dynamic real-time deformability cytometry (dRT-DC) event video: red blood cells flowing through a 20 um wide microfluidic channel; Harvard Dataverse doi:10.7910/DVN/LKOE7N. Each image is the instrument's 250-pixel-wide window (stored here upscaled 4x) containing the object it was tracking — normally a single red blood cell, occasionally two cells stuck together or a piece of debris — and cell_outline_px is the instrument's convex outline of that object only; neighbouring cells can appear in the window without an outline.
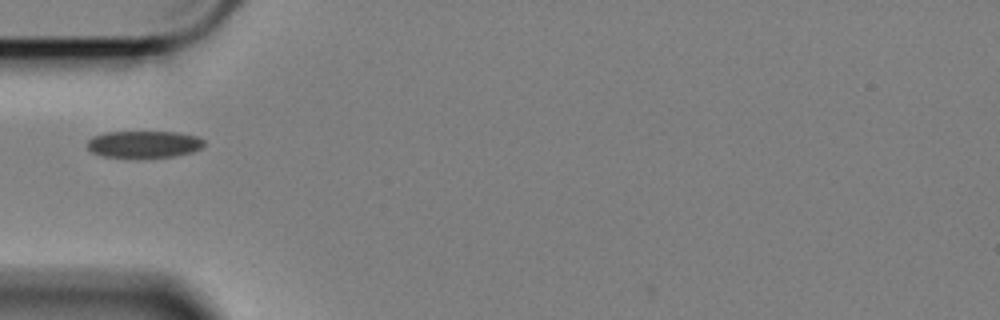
{"species": "Egyptian fruit bat (a non-hibernating species)", "species_latin": "Rousettus aegyptiacus", "temperature_condition": "cold", "stored_images_in_passage": 33, "camera_frame_rate_fps": 3000, "um_per_image_px": 0.085, "animal": {"sex": "female"}, "frame": {"image": 1, "passage_image": 1, "time_ms": 0.0, "image_size_px": [1000, 320], "cell_outline_px": [[204, 144], [200, 148], [192, 152], [172, 156], [136, 160], [104, 156], [92, 152], [88, 148], [88, 140], [92, 136], [104, 132], [180, 132], [196, 136], [204, 140]], "centroid_in_image_um": [12.2, 12.29], "position_along_channel_um": 72.8, "area_um2": 18.9}}
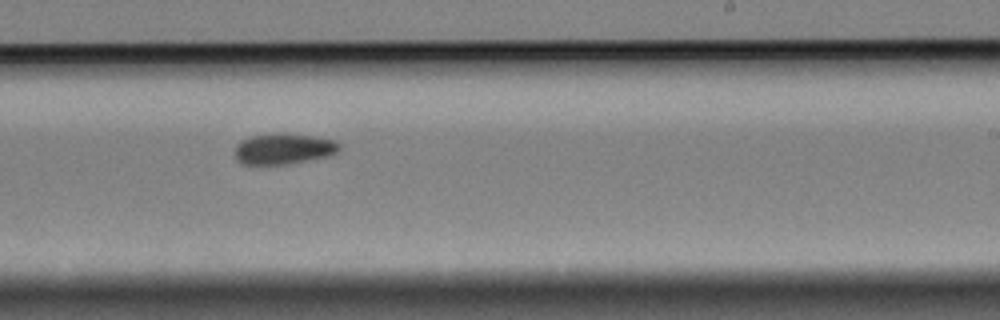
{"frame": {"image": 2, "passage_image": 18, "time_ms": 5.667, "image_size_px": [1000, 320], "cell_outline_px": [[340, 148], [332, 156], [292, 164], [240, 164], [236, 160], [236, 144], [240, 140], [248, 136], [280, 132], [316, 136], [332, 140], [340, 144]], "centroid_in_image_um": [24.11, 12.64], "position_along_channel_um": 264.9, "area_um2": 19.25}}
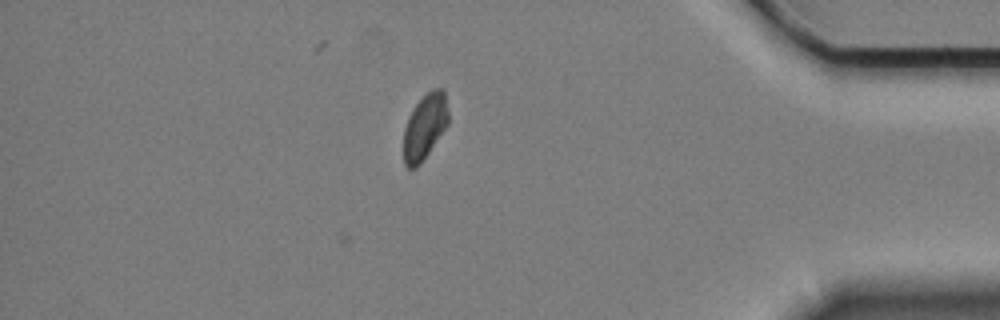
{"frame": {"image": 3, "passage_image": 33, "time_ms": 10.667, "image_size_px": [1000, 320], "cell_outline_px": [[448, 124], [420, 164], [416, 168], [408, 168], [404, 164], [404, 128], [408, 116], [412, 108], [432, 88], [444, 88], [448, 112]], "centroid_in_image_um": [36.1, 10.75], "position_along_channel_um": 399.1, "area_um2": 16.99}}